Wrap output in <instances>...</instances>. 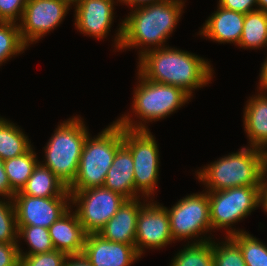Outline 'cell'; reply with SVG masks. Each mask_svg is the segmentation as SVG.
I'll return each mask as SVG.
<instances>
[{"label":"cell","instance_id":"83f0119b","mask_svg":"<svg viewBox=\"0 0 267 266\" xmlns=\"http://www.w3.org/2000/svg\"><path fill=\"white\" fill-rule=\"evenodd\" d=\"M240 247L246 266H267V245L249 234L239 232L230 236Z\"/></svg>","mask_w":267,"mask_h":266},{"label":"cell","instance_id":"8d00e7d4","mask_svg":"<svg viewBox=\"0 0 267 266\" xmlns=\"http://www.w3.org/2000/svg\"><path fill=\"white\" fill-rule=\"evenodd\" d=\"M120 3L123 5L126 4L127 6L131 7L132 9L147 6L149 4L165 1V0H119Z\"/></svg>","mask_w":267,"mask_h":266},{"label":"cell","instance_id":"8992f818","mask_svg":"<svg viewBox=\"0 0 267 266\" xmlns=\"http://www.w3.org/2000/svg\"><path fill=\"white\" fill-rule=\"evenodd\" d=\"M80 116H73L58 124L44 147L40 163L50 169L68 188L75 180L85 139L89 134Z\"/></svg>","mask_w":267,"mask_h":266},{"label":"cell","instance_id":"d6986e66","mask_svg":"<svg viewBox=\"0 0 267 266\" xmlns=\"http://www.w3.org/2000/svg\"><path fill=\"white\" fill-rule=\"evenodd\" d=\"M104 187L120 194L127 200L141 196L135 190L133 157L124 143L117 149L112 165L108 170Z\"/></svg>","mask_w":267,"mask_h":266},{"label":"cell","instance_id":"f35d334b","mask_svg":"<svg viewBox=\"0 0 267 266\" xmlns=\"http://www.w3.org/2000/svg\"><path fill=\"white\" fill-rule=\"evenodd\" d=\"M259 206L267 213V180L262 179L260 185Z\"/></svg>","mask_w":267,"mask_h":266},{"label":"cell","instance_id":"e0dca14e","mask_svg":"<svg viewBox=\"0 0 267 266\" xmlns=\"http://www.w3.org/2000/svg\"><path fill=\"white\" fill-rule=\"evenodd\" d=\"M140 199L126 200L98 234L112 242L135 245L139 211L147 201L145 198L143 202Z\"/></svg>","mask_w":267,"mask_h":266},{"label":"cell","instance_id":"d590c367","mask_svg":"<svg viewBox=\"0 0 267 266\" xmlns=\"http://www.w3.org/2000/svg\"><path fill=\"white\" fill-rule=\"evenodd\" d=\"M64 266H92L88 260L81 255H69Z\"/></svg>","mask_w":267,"mask_h":266},{"label":"cell","instance_id":"7a4b0ae2","mask_svg":"<svg viewBox=\"0 0 267 266\" xmlns=\"http://www.w3.org/2000/svg\"><path fill=\"white\" fill-rule=\"evenodd\" d=\"M138 60L137 70L147 80L179 87L190 97L214 75L208 60L169 45L148 50Z\"/></svg>","mask_w":267,"mask_h":266},{"label":"cell","instance_id":"2e32d148","mask_svg":"<svg viewBox=\"0 0 267 266\" xmlns=\"http://www.w3.org/2000/svg\"><path fill=\"white\" fill-rule=\"evenodd\" d=\"M245 14L222 8L217 10L205 20L199 35L213 42L233 43L238 46L242 35Z\"/></svg>","mask_w":267,"mask_h":266},{"label":"cell","instance_id":"3957f363","mask_svg":"<svg viewBox=\"0 0 267 266\" xmlns=\"http://www.w3.org/2000/svg\"><path fill=\"white\" fill-rule=\"evenodd\" d=\"M137 73L131 111L139 122L131 119L129 113L124 114L116 120L123 128L148 130L146 123L168 117L190 101L191 97L181 88L147 80L139 71Z\"/></svg>","mask_w":267,"mask_h":266},{"label":"cell","instance_id":"9a60e30c","mask_svg":"<svg viewBox=\"0 0 267 266\" xmlns=\"http://www.w3.org/2000/svg\"><path fill=\"white\" fill-rule=\"evenodd\" d=\"M82 255L92 266H131L141 258L135 245L112 242L98 233L87 234Z\"/></svg>","mask_w":267,"mask_h":266},{"label":"cell","instance_id":"603a6c76","mask_svg":"<svg viewBox=\"0 0 267 266\" xmlns=\"http://www.w3.org/2000/svg\"><path fill=\"white\" fill-rule=\"evenodd\" d=\"M267 46V13L261 10L248 12L244 24L239 48L261 49Z\"/></svg>","mask_w":267,"mask_h":266},{"label":"cell","instance_id":"7402d4cb","mask_svg":"<svg viewBox=\"0 0 267 266\" xmlns=\"http://www.w3.org/2000/svg\"><path fill=\"white\" fill-rule=\"evenodd\" d=\"M32 146L23 129L0 116V159L2 161L21 156Z\"/></svg>","mask_w":267,"mask_h":266},{"label":"cell","instance_id":"ba28073f","mask_svg":"<svg viewBox=\"0 0 267 266\" xmlns=\"http://www.w3.org/2000/svg\"><path fill=\"white\" fill-rule=\"evenodd\" d=\"M155 139L149 129L123 128V143L133 157L135 190L147 200H152L155 189H158L160 156Z\"/></svg>","mask_w":267,"mask_h":266},{"label":"cell","instance_id":"52a82bcc","mask_svg":"<svg viewBox=\"0 0 267 266\" xmlns=\"http://www.w3.org/2000/svg\"><path fill=\"white\" fill-rule=\"evenodd\" d=\"M212 230L225 229L226 237L244 230L233 226L259 206L260 187H233L219 191H207ZM218 228V229H217Z\"/></svg>","mask_w":267,"mask_h":266},{"label":"cell","instance_id":"1f68e13d","mask_svg":"<svg viewBox=\"0 0 267 266\" xmlns=\"http://www.w3.org/2000/svg\"><path fill=\"white\" fill-rule=\"evenodd\" d=\"M27 0H0V21L20 22Z\"/></svg>","mask_w":267,"mask_h":266},{"label":"cell","instance_id":"d4e9b609","mask_svg":"<svg viewBox=\"0 0 267 266\" xmlns=\"http://www.w3.org/2000/svg\"><path fill=\"white\" fill-rule=\"evenodd\" d=\"M171 261L169 266H214L213 239L197 243L188 241Z\"/></svg>","mask_w":267,"mask_h":266},{"label":"cell","instance_id":"60d3db41","mask_svg":"<svg viewBox=\"0 0 267 266\" xmlns=\"http://www.w3.org/2000/svg\"><path fill=\"white\" fill-rule=\"evenodd\" d=\"M257 7H258V10H261L267 13V0H257Z\"/></svg>","mask_w":267,"mask_h":266},{"label":"cell","instance_id":"ab89813d","mask_svg":"<svg viewBox=\"0 0 267 266\" xmlns=\"http://www.w3.org/2000/svg\"><path fill=\"white\" fill-rule=\"evenodd\" d=\"M262 153V176L264 180H267V145L261 149Z\"/></svg>","mask_w":267,"mask_h":266},{"label":"cell","instance_id":"277c9868","mask_svg":"<svg viewBox=\"0 0 267 266\" xmlns=\"http://www.w3.org/2000/svg\"><path fill=\"white\" fill-rule=\"evenodd\" d=\"M239 150L195 172L196 179L205 185L206 191L242 186L260 187L263 179L261 149L244 146Z\"/></svg>","mask_w":267,"mask_h":266},{"label":"cell","instance_id":"cb8c5ba5","mask_svg":"<svg viewBox=\"0 0 267 266\" xmlns=\"http://www.w3.org/2000/svg\"><path fill=\"white\" fill-rule=\"evenodd\" d=\"M33 148L31 147L21 156L3 161L11 188L15 192L22 190L35 167L40 162Z\"/></svg>","mask_w":267,"mask_h":266},{"label":"cell","instance_id":"8fae6325","mask_svg":"<svg viewBox=\"0 0 267 266\" xmlns=\"http://www.w3.org/2000/svg\"><path fill=\"white\" fill-rule=\"evenodd\" d=\"M70 8L65 0H27L18 22L23 42L27 46L37 43L61 24Z\"/></svg>","mask_w":267,"mask_h":266},{"label":"cell","instance_id":"484cf974","mask_svg":"<svg viewBox=\"0 0 267 266\" xmlns=\"http://www.w3.org/2000/svg\"><path fill=\"white\" fill-rule=\"evenodd\" d=\"M18 249L19 255H35L39 253H48L55 250L49 230L41 226L17 225ZM24 239L29 246V251L20 248L19 241Z\"/></svg>","mask_w":267,"mask_h":266},{"label":"cell","instance_id":"30bf717a","mask_svg":"<svg viewBox=\"0 0 267 266\" xmlns=\"http://www.w3.org/2000/svg\"><path fill=\"white\" fill-rule=\"evenodd\" d=\"M69 192L71 207L76 206L75 213L87 234L98 233L127 200L104 186Z\"/></svg>","mask_w":267,"mask_h":266},{"label":"cell","instance_id":"f546056e","mask_svg":"<svg viewBox=\"0 0 267 266\" xmlns=\"http://www.w3.org/2000/svg\"><path fill=\"white\" fill-rule=\"evenodd\" d=\"M1 198L2 197H0V243L18 244V229L13 200L4 197Z\"/></svg>","mask_w":267,"mask_h":266},{"label":"cell","instance_id":"d6a6232c","mask_svg":"<svg viewBox=\"0 0 267 266\" xmlns=\"http://www.w3.org/2000/svg\"><path fill=\"white\" fill-rule=\"evenodd\" d=\"M18 244L0 243V266H19Z\"/></svg>","mask_w":267,"mask_h":266},{"label":"cell","instance_id":"e575fe53","mask_svg":"<svg viewBox=\"0 0 267 266\" xmlns=\"http://www.w3.org/2000/svg\"><path fill=\"white\" fill-rule=\"evenodd\" d=\"M15 191L11 188L8 176L5 172L3 161L0 159V196L12 200Z\"/></svg>","mask_w":267,"mask_h":266},{"label":"cell","instance_id":"6da1fadb","mask_svg":"<svg viewBox=\"0 0 267 266\" xmlns=\"http://www.w3.org/2000/svg\"><path fill=\"white\" fill-rule=\"evenodd\" d=\"M184 4V0H165L132 9L118 24L115 50L139 48V58L148 50L167 46V39L182 17Z\"/></svg>","mask_w":267,"mask_h":266},{"label":"cell","instance_id":"4dcf8cb0","mask_svg":"<svg viewBox=\"0 0 267 266\" xmlns=\"http://www.w3.org/2000/svg\"><path fill=\"white\" fill-rule=\"evenodd\" d=\"M68 255L59 250L35 255H20L19 266H64Z\"/></svg>","mask_w":267,"mask_h":266},{"label":"cell","instance_id":"5b68a950","mask_svg":"<svg viewBox=\"0 0 267 266\" xmlns=\"http://www.w3.org/2000/svg\"><path fill=\"white\" fill-rule=\"evenodd\" d=\"M123 144V127L115 120L97 136L87 135L78 172L68 190H86L104 186L117 149Z\"/></svg>","mask_w":267,"mask_h":266},{"label":"cell","instance_id":"836d02e7","mask_svg":"<svg viewBox=\"0 0 267 266\" xmlns=\"http://www.w3.org/2000/svg\"><path fill=\"white\" fill-rule=\"evenodd\" d=\"M218 5L222 8L247 14L258 10L257 0H219ZM255 6V8H253Z\"/></svg>","mask_w":267,"mask_h":266},{"label":"cell","instance_id":"4fadbf2b","mask_svg":"<svg viewBox=\"0 0 267 266\" xmlns=\"http://www.w3.org/2000/svg\"><path fill=\"white\" fill-rule=\"evenodd\" d=\"M12 200L17 225L41 226L48 229L72 208L71 195L33 197L18 191Z\"/></svg>","mask_w":267,"mask_h":266},{"label":"cell","instance_id":"9c48e42d","mask_svg":"<svg viewBox=\"0 0 267 266\" xmlns=\"http://www.w3.org/2000/svg\"><path fill=\"white\" fill-rule=\"evenodd\" d=\"M167 212L174 241L194 239L192 242L197 243L212 239L204 235L207 232L211 235L212 231L207 191L186 195L171 208H167Z\"/></svg>","mask_w":267,"mask_h":266},{"label":"cell","instance_id":"74e56055","mask_svg":"<svg viewBox=\"0 0 267 266\" xmlns=\"http://www.w3.org/2000/svg\"><path fill=\"white\" fill-rule=\"evenodd\" d=\"M259 74V87L258 90L266 91L267 92V57L262 64L261 70Z\"/></svg>","mask_w":267,"mask_h":266},{"label":"cell","instance_id":"5bb4252c","mask_svg":"<svg viewBox=\"0 0 267 266\" xmlns=\"http://www.w3.org/2000/svg\"><path fill=\"white\" fill-rule=\"evenodd\" d=\"M119 0H81L74 7L75 27L84 35L104 39L111 31L114 5Z\"/></svg>","mask_w":267,"mask_h":266},{"label":"cell","instance_id":"b9f144b4","mask_svg":"<svg viewBox=\"0 0 267 266\" xmlns=\"http://www.w3.org/2000/svg\"><path fill=\"white\" fill-rule=\"evenodd\" d=\"M71 7L72 5L75 6L78 4L81 0H65Z\"/></svg>","mask_w":267,"mask_h":266},{"label":"cell","instance_id":"7c38bea8","mask_svg":"<svg viewBox=\"0 0 267 266\" xmlns=\"http://www.w3.org/2000/svg\"><path fill=\"white\" fill-rule=\"evenodd\" d=\"M149 200L141 207L136 225L135 249L140 257L146 248L159 250L172 242L175 243L167 207L154 199Z\"/></svg>","mask_w":267,"mask_h":266},{"label":"cell","instance_id":"ffe728a7","mask_svg":"<svg viewBox=\"0 0 267 266\" xmlns=\"http://www.w3.org/2000/svg\"><path fill=\"white\" fill-rule=\"evenodd\" d=\"M259 92L246 102L243 125L249 139L248 146L262 149L267 145V93Z\"/></svg>","mask_w":267,"mask_h":266},{"label":"cell","instance_id":"f1b7e54d","mask_svg":"<svg viewBox=\"0 0 267 266\" xmlns=\"http://www.w3.org/2000/svg\"><path fill=\"white\" fill-rule=\"evenodd\" d=\"M224 238L219 243L213 240L214 266H246L238 244L230 236Z\"/></svg>","mask_w":267,"mask_h":266},{"label":"cell","instance_id":"44dd1931","mask_svg":"<svg viewBox=\"0 0 267 266\" xmlns=\"http://www.w3.org/2000/svg\"><path fill=\"white\" fill-rule=\"evenodd\" d=\"M21 192L33 197H59L70 195L64 183L47 167L40 162L27 180Z\"/></svg>","mask_w":267,"mask_h":266},{"label":"cell","instance_id":"4316f807","mask_svg":"<svg viewBox=\"0 0 267 266\" xmlns=\"http://www.w3.org/2000/svg\"><path fill=\"white\" fill-rule=\"evenodd\" d=\"M27 48L22 40L19 24L0 21V66L8 59L24 53Z\"/></svg>","mask_w":267,"mask_h":266},{"label":"cell","instance_id":"ac0fdd59","mask_svg":"<svg viewBox=\"0 0 267 266\" xmlns=\"http://www.w3.org/2000/svg\"><path fill=\"white\" fill-rule=\"evenodd\" d=\"M72 211L70 208L48 228L55 250L62 251L68 256L83 253L87 236L77 214Z\"/></svg>","mask_w":267,"mask_h":266}]
</instances>
